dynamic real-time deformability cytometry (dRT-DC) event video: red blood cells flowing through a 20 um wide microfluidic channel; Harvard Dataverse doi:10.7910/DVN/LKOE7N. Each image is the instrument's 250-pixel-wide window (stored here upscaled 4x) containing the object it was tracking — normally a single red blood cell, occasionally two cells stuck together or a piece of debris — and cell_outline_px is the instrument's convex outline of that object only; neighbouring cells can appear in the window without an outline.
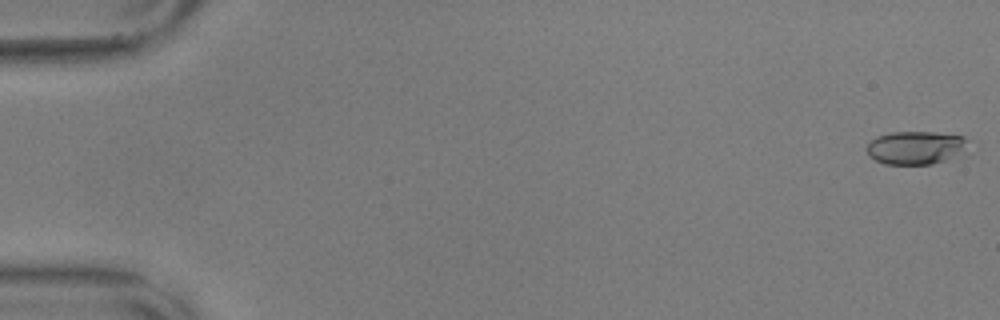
{"species": "common noctule bat (a hibernating species)", "species_latin": "Nyctalus noctula", "temperature_condition": "warm", "stored_images_in_passage": 18, "camera_frame_rate_fps": 3000, "um_per_image_px": 0.085, "animal": {"sex": "male", "body_mass_g": 17.9, "forearm_length_mm": 54.2}, "frame": {"image": 1, "passage_image": 1, "time_ms": 0.0, "image_size_px": [1000, 320], "cell_outline_px": [[964, 156], [932, 164], [884, 164], [876, 160], [868, 152], [868, 144], [876, 136], [892, 132], [936, 132], [964, 136]], "centroid_in_image_um": [77.88, 12.56], "position_along_channel_um": 7.1, "area_um2": 19.59}}
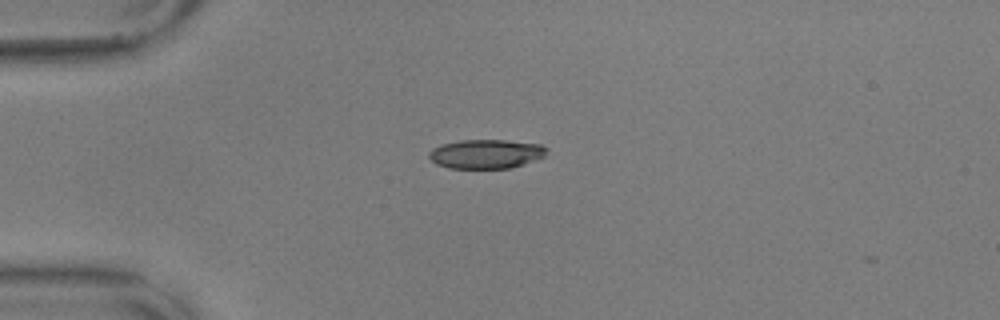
{"frame": {"image": 2, "passage_image": 15, "time_ms": 4.667, "image_size_px": [1000, 320], "cell_outline_px": [[548, 148], [544, 156], [524, 164], [512, 168], [448, 168], [436, 164], [428, 156], [428, 152], [432, 148], [440, 144], [460, 140], [504, 140], [540, 144]], "centroid_in_image_um": [41.28, 13.08], "position_along_channel_um": 43.7, "area_um2": 20.06}}